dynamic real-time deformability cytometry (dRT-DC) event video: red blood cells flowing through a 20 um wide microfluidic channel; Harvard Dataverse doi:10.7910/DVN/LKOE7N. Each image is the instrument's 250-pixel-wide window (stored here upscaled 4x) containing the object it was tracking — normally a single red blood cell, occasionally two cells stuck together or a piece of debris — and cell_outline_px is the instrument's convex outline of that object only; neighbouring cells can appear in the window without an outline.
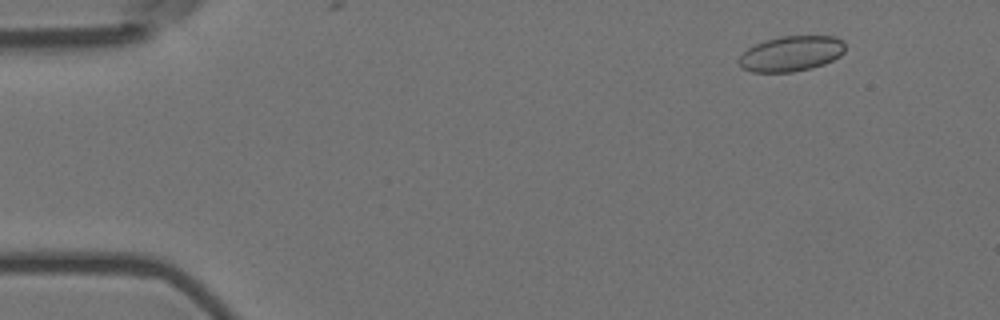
{"species": "Egyptian fruit bat (a non-hibernating species)", "species_latin": "Rousettus aegyptiacus", "temperature_condition": "room temperature", "stored_images_in_passage": 6, "camera_frame_rate_fps": 3000, "um_per_image_px": 0.085, "animal": {"sex": "female"}, "frame": {"image": 1, "passage_image": 2, "time_ms": 0.333, "image_size_px": [1000, 320], "cell_outline_px": [[844, 52], [840, 56], [824, 64], [812, 68], [792, 72], [752, 72], [740, 68], [740, 56], [748, 48], [764, 40], [780, 36], [836, 36], [844, 40]], "centroid_in_image_um": [67.27, 4.56], "position_along_channel_um": 17.7, "area_um2": 21.96}}
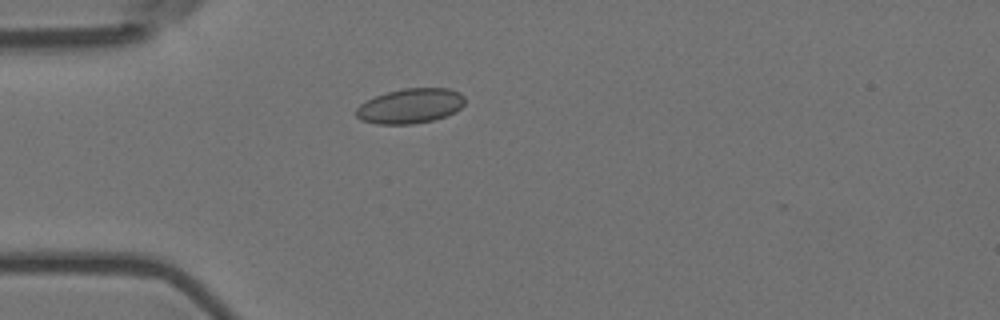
{"frame": {"image": 2, "passage_image": 5, "time_ms": 1.333, "image_size_px": [1000, 320], "cell_outline_px": [[464, 104], [456, 112], [432, 120], [412, 124], [376, 124], [360, 120], [356, 116], [356, 108], [360, 104], [376, 96], [388, 92], [404, 88], [448, 88], [460, 92], [464, 96]], "centroid_in_image_um": [34.88, 9.01], "position_along_channel_um": 50.1, "area_um2": 22.08}}